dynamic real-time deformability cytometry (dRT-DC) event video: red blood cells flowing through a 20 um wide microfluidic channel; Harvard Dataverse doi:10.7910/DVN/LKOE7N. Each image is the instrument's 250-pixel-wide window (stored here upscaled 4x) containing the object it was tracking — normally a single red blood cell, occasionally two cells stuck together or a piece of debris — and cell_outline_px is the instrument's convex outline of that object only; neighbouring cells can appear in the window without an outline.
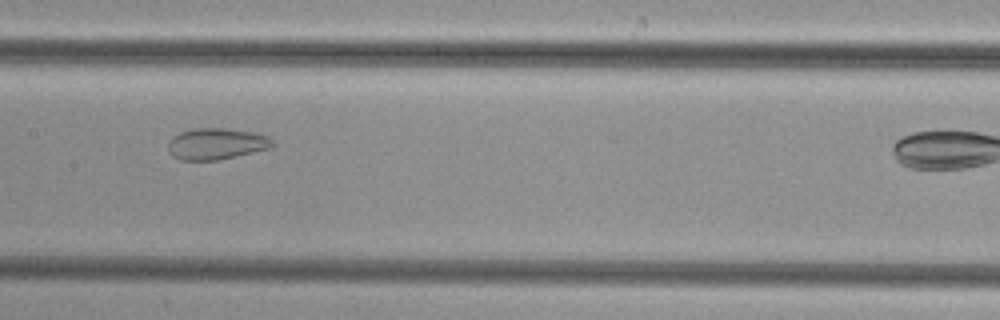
{"species": "common noctule bat (a hibernating species)", "species_latin": "Nyctalus noctula", "temperature_condition": "cold", "stored_images_in_passage": 32, "camera_frame_rate_fps": 3000, "um_per_image_px": 0.085, "animal": {"sex": "female", "body_mass_g": 29.2, "forearm_length_mm": 56.3}, "frame": {"image": 1, "passage_image": 16, "time_ms": 5.0, "image_size_px": [1000, 320], "cell_outline_px": [[272, 148], [236, 156], [216, 160], [180, 160], [172, 156], [168, 152], [168, 144], [172, 136], [180, 132], [192, 128], [224, 128], [256, 132], [268, 136], [272, 140]], "centroid_in_image_um": [18.37, 12.22], "position_along_channel_um": 189.0, "area_um2": 19.25}}
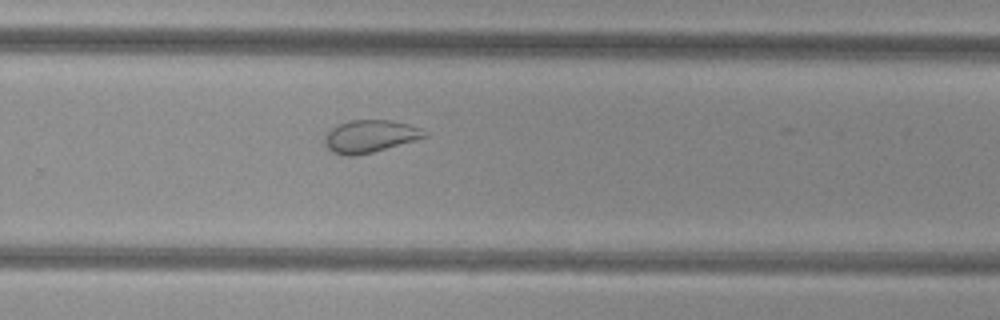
{"frame": {"image": 2, "passage_image": 24, "time_ms": 7.667, "image_size_px": [1000, 320], "cell_outline_px": [[428, 136], [416, 140], [372, 152], [352, 156], [344, 156], [332, 152], [324, 144], [324, 136], [332, 128], [340, 124], [352, 120], [392, 120], [408, 124], [420, 128], [428, 132]], "centroid_in_image_um": [31.46, 11.59], "position_along_channel_um": 298.3, "area_um2": 18.84}}
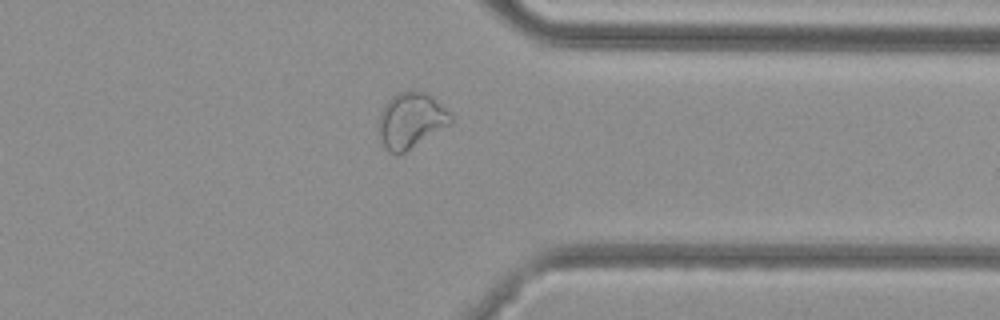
{"frame": {"image": 3, "passage_image": 30, "time_ms": 9.667, "image_size_px": [1000, 320], "cell_outline_px": [[452, 124], [404, 152], [396, 156], [384, 144], [380, 136], [380, 112], [388, 100], [396, 92], [408, 88], [416, 88], [428, 92], [452, 116]], "centroid_in_image_um": [34.96, 10.16], "position_along_channel_um": 376.4, "area_um2": 23.41}}